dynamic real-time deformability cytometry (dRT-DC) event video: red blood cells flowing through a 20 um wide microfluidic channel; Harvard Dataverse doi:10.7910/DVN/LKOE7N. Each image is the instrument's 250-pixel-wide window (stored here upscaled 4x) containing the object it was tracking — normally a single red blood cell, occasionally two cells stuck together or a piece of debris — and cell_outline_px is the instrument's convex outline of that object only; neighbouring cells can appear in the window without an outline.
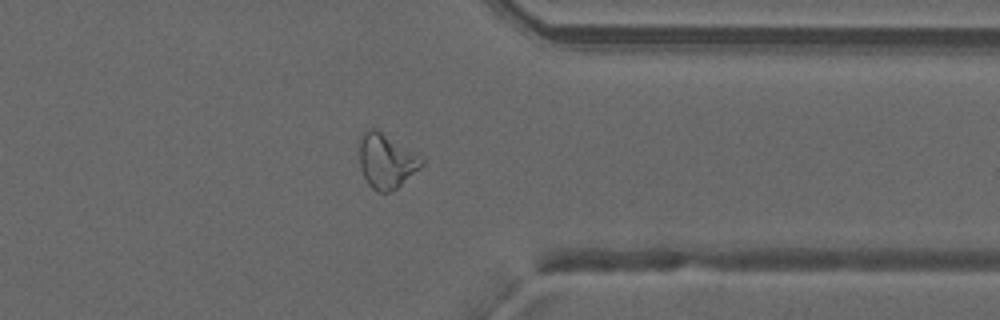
{"species": "common noctule bat (a hibernating species)", "species_latin": "Nyctalus noctula", "temperature_condition": "warm", "stored_images_in_passage": 35, "camera_frame_rate_fps": 3000, "um_per_image_px": 0.085, "animal": {"sex": "male", "forearm_length_mm": 52.5}, "frame": {"image": 1, "passage_image": 25, "time_ms": 8.0, "image_size_px": [1000, 320], "cell_outline_px": [[424, 164], [420, 168], [396, 188], [388, 192], [376, 192], [368, 184], [360, 168], [360, 136], [368, 128], [376, 128], [424, 160]], "centroid_in_image_um": [32.8, 13.69], "position_along_channel_um": 378.6, "area_um2": 19.36}, "authors_computed_cell_mechanics": {"area_um2": 19.941, "velocity_mm_per_s": 4.2319, "shape_relaxation_time_tau1_ms": null, "shape_relaxation_time_tau2_ms": 2.6473, "deformation_change_tau1": null, "deformation_change_tau2": 0.1203}}